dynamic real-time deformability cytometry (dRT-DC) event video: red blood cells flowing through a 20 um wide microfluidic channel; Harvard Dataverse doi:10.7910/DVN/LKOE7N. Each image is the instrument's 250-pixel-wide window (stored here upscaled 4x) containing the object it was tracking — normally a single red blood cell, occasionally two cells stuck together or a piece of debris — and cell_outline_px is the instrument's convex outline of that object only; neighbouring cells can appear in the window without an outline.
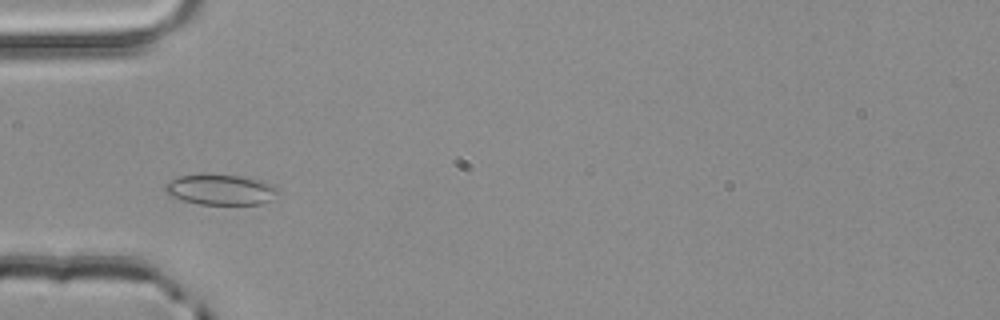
{"species": "common noctule bat (a hibernating species)", "species_latin": "Nyctalus noctula", "temperature_condition": "room temperature", "stored_images_in_passage": 1, "camera_frame_rate_fps": 3000, "um_per_image_px": 0.085, "animal": {"sex": "male", "body_mass_g": 20.4}, "frame": {"image": 1, "passage_image": 1, "time_ms": 0.0, "image_size_px": [1000, 320], "cell_outline_px": [[280, 192], [268, 200], [260, 204], [200, 204], [180, 200], [168, 196], [164, 192], [164, 184], [168, 180], [180, 176], [204, 172], [240, 176], [264, 180], [280, 188]], "centroid_in_image_um": [18.69, 16.08], "position_along_channel_um": 66.3, "area_um2": 20.81}}